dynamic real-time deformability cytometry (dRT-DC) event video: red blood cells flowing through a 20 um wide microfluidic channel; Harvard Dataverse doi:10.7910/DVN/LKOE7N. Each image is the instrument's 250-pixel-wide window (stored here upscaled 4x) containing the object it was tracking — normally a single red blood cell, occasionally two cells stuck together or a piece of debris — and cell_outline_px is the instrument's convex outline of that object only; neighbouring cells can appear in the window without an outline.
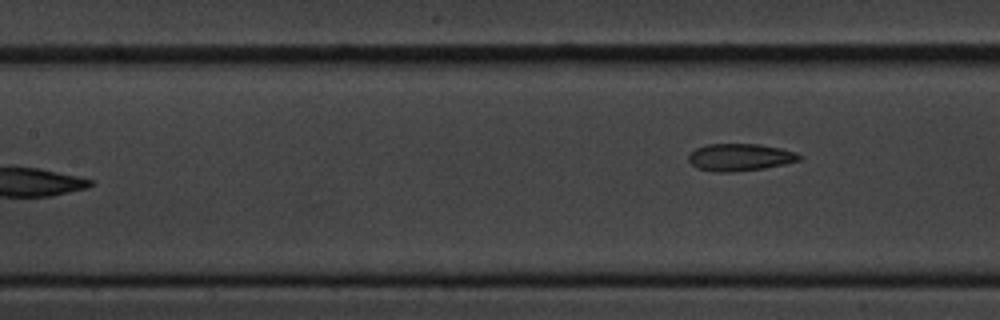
{"species": "common noctule bat (a hibernating species)", "species_latin": "Nyctalus noctula", "temperature_condition": "cold", "stored_images_in_passage": 8, "camera_frame_rate_fps": 3000, "um_per_image_px": 0.085, "animal": {"sex": "male", "body_mass_g": 20.1, "forearm_length_mm": 53.5}, "frame": {"image": 1, "passage_image": 8, "time_ms": 8.667, "image_size_px": [1000, 320], "cell_outline_px": [[804, 156], [800, 160], [784, 164], [764, 168], [732, 172], [716, 172], [696, 168], [688, 160], [688, 156], [696, 148], [708, 144], [760, 144], [780, 148], [796, 152]], "centroid_in_image_um": [62.91, 13.36], "position_along_channel_um": 144.5, "area_um2": 17.63}}